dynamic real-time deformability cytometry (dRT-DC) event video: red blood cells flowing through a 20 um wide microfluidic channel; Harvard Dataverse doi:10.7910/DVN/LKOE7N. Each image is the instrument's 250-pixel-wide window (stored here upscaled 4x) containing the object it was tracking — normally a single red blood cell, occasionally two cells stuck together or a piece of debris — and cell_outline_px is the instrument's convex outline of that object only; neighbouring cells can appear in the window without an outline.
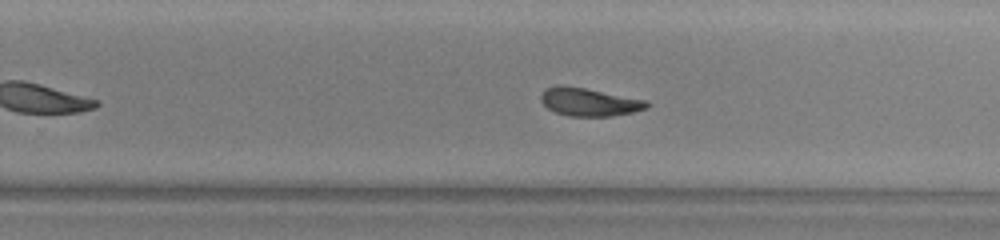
{"species": "common noctule bat (a hibernating species)", "species_latin": "Nyctalus noctula", "temperature_condition": "warm", "stored_images_in_passage": 34, "camera_frame_rate_fps": 3000, "um_per_image_px": 0.085, "animal": {"sex": "male", "body_mass_g": 13.0, "forearm_length_mm": 53.1}, "frame": {"image": 1, "passage_image": 25, "time_ms": 8.0, "image_size_px": [1000, 240], "cell_outline_px": [[652, 104], [648, 108], [632, 112], [612, 116], [568, 116], [556, 112], [548, 108], [540, 100], [540, 96], [544, 88], [560, 84], [584, 88], [648, 100]], "centroid_in_image_um": [50.09, 8.66], "position_along_channel_um": 279.7, "area_um2": 17.46}, "authors_computed_cell_mechanics": {"area_um2": 17.8891, "velocity_mm_per_s": 3.9959, "shape_relaxation_time_tau1_ms": 4.6538, "shape_relaxation_time_tau2_ms": 2.4436, "deformation_change_tau1": 0.193, "deformation_change_tau2": 0.1035}}